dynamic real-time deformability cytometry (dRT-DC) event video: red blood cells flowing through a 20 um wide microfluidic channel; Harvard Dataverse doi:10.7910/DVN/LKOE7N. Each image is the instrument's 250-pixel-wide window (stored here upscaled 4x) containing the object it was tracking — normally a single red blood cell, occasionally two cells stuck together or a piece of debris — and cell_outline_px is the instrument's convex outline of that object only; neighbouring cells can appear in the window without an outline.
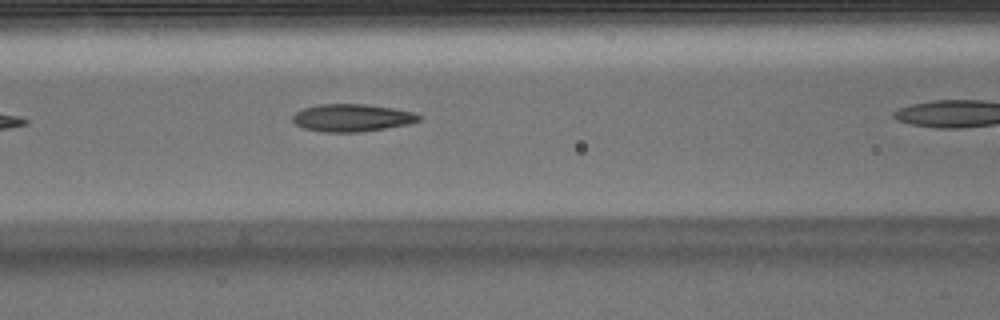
{"species": "Egyptian fruit bat (a non-hibernating species)", "species_latin": "Rousettus aegyptiacus", "temperature_condition": "warm", "stored_images_in_passage": 4, "camera_frame_rate_fps": 3000, "um_per_image_px": 0.085, "animal": {"sex": "male"}, "frame": {"image": 1, "passage_image": 3, "time_ms": 0.667, "image_size_px": [1000, 320], "cell_outline_px": [[420, 120], [408, 124], [360, 132], [324, 132], [304, 128], [296, 124], [292, 120], [292, 116], [296, 112], [304, 108], [320, 104], [364, 104], [392, 108], [412, 112], [420, 116]], "centroid_in_image_um": [29.89, 10.01], "position_along_channel_um": 136.7, "area_um2": 20.0}}